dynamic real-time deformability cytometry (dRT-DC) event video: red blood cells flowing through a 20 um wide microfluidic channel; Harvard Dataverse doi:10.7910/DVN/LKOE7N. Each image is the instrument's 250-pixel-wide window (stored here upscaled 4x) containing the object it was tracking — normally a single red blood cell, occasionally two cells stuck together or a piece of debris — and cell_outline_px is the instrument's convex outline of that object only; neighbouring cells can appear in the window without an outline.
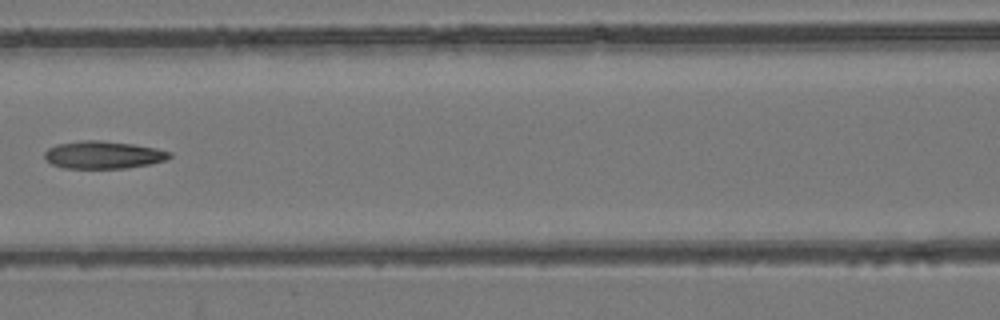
{"species": "common noctule bat (a hibernating species)", "species_latin": "Nyctalus noctula", "temperature_condition": "room temperature", "stored_images_in_passage": 8, "camera_frame_rate_fps": 3000, "um_per_image_px": 0.085, "animal": {"sex": "female", "body_mass_g": 24.6, "forearm_length_mm": 56.2}, "frame": {"image": 1, "passage_image": 8, "time_ms": 8.0, "image_size_px": [1000, 320], "cell_outline_px": [[172, 156], [164, 160], [148, 164], [128, 168], [64, 168], [52, 164], [44, 156], [44, 152], [48, 148], [56, 144], [84, 140], [100, 140], [132, 144], [156, 148], [172, 152]], "centroid_in_image_um": [8.77, 13.16], "position_along_channel_um": 157.8, "area_um2": 20.0}}